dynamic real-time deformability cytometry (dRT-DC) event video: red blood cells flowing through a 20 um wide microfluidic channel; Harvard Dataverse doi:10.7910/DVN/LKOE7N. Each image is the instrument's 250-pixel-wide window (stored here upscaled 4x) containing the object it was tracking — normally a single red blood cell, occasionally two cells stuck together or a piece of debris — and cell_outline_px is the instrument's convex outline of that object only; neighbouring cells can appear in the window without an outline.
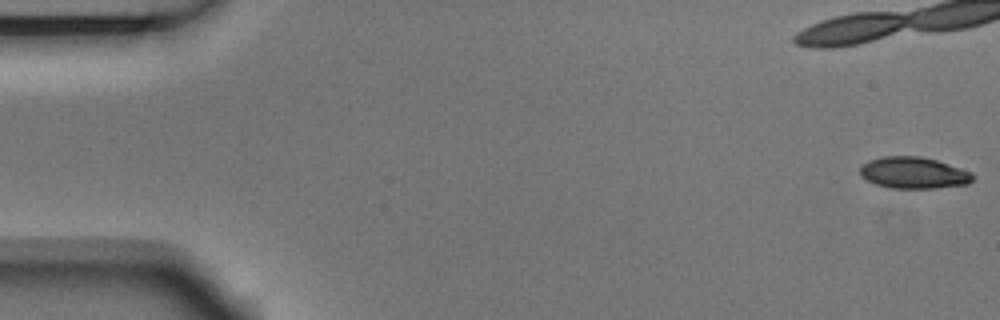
{"species": "Egyptian fruit bat (a non-hibernating species)", "species_latin": "Rousettus aegyptiacus", "temperature_condition": "room temperature", "stored_images_in_passage": 5, "camera_frame_rate_fps": 3000, "um_per_image_px": 0.085, "animal": {"sex": "male"}, "frame": {"image": 1, "passage_image": 1, "time_ms": 0.0, "image_size_px": [1000, 320], "cell_outline_px": [[976, 176], [968, 184], [932, 188], [892, 188], [876, 184], [860, 176], [860, 168], [868, 160], [884, 156], [920, 156], [936, 160], [972, 172]], "centroid_in_image_um": [77.67, 14.68], "position_along_channel_um": 7.3, "area_um2": 20.63}}